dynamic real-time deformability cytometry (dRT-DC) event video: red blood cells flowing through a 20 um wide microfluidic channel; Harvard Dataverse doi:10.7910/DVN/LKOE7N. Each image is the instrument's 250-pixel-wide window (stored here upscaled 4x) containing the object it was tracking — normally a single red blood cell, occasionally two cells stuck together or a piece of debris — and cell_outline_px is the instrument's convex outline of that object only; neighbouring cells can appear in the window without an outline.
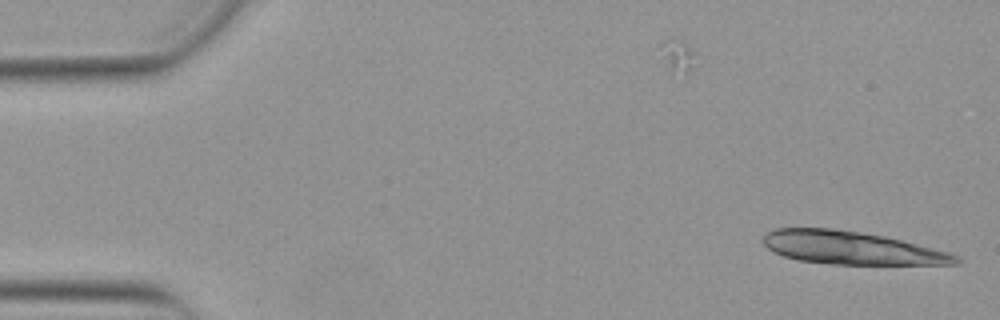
{"species": "Egyptian fruit bat (a non-hibernating species)", "species_latin": "Rousettus aegyptiacus", "temperature_condition": "warm", "stored_images_in_passage": 4, "camera_frame_rate_fps": 3000, "um_per_image_px": 0.085, "animal": {"sex": "female"}, "frame": {"image": 1, "passage_image": 4, "time_ms": 1.0, "image_size_px": [1000, 320], "cell_outline_px": [[964, 260], [960, 264], [828, 264], [796, 260], [772, 252], [764, 244], [764, 236], [772, 228], [836, 228], [884, 236], [948, 252], [960, 256]], "centroid_in_image_um": [72.36, 21.07], "position_along_channel_um": 12.6, "area_um2": 37.05}}